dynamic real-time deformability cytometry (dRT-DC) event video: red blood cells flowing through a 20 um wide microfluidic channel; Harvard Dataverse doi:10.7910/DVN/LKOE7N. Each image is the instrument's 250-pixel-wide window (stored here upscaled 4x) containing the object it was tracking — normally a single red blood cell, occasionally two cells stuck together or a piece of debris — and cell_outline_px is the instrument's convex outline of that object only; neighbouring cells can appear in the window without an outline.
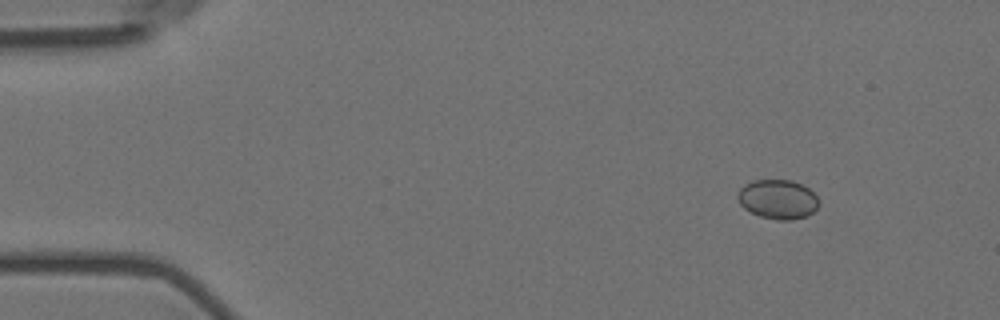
{"species": "Egyptian fruit bat (a non-hibernating species)", "species_latin": "Rousettus aegyptiacus", "temperature_condition": "room temperature", "stored_images_in_passage": 5, "camera_frame_rate_fps": 3000, "um_per_image_px": 0.085, "animal": {"sex": "female"}, "frame": {"image": 1, "passage_image": 2, "time_ms": 0.333, "image_size_px": [1000, 320], "cell_outline_px": [[820, 204], [812, 212], [804, 216], [792, 220], [776, 220], [760, 216], [744, 208], [740, 204], [736, 196], [740, 188], [744, 184], [752, 180], [792, 180], [808, 188], [820, 200]], "centroid_in_image_um": [66.1, 16.93], "position_along_channel_um": 18.9, "area_um2": 18.61}}
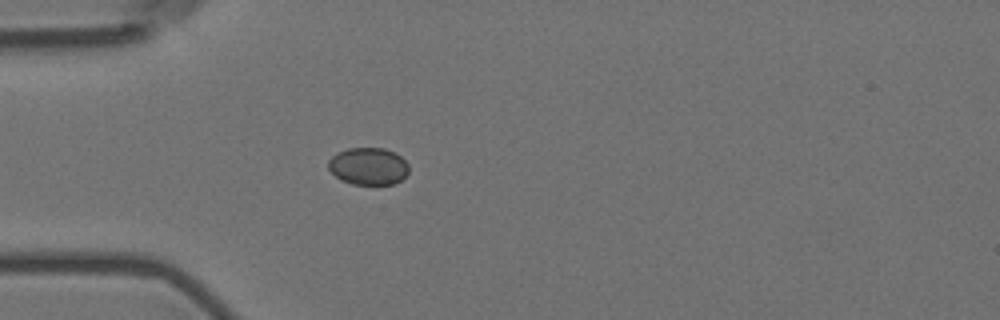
{"frame": {"image": 2, "passage_image": 5, "time_ms": 1.333, "image_size_px": [1000, 320], "cell_outline_px": [[408, 172], [396, 184], [352, 184], [340, 180], [328, 168], [328, 160], [332, 156], [348, 148], [384, 148], [400, 156], [408, 164]], "centroid_in_image_um": [31.3, 14.14], "position_along_channel_um": 53.7, "area_um2": 17.34}}